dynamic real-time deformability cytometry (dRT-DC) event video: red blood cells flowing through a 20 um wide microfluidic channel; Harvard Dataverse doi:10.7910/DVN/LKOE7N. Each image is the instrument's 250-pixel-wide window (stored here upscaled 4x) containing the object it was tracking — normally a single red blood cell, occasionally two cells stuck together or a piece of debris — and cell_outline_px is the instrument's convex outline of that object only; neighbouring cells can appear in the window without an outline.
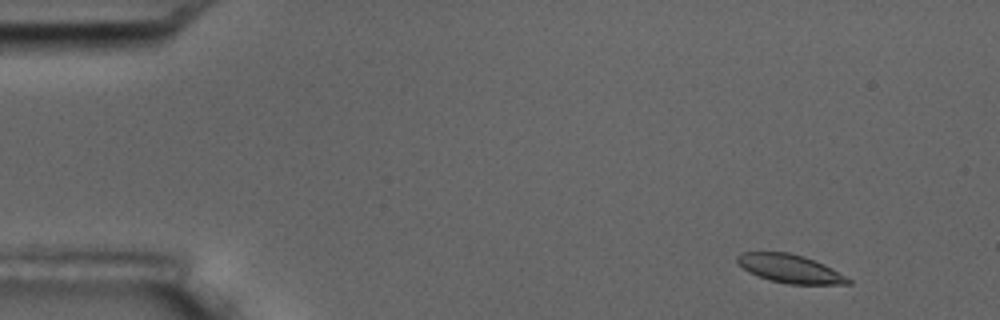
{"species": "common noctule bat (a hibernating species)", "species_latin": "Nyctalus noctula", "temperature_condition": "room temperature", "stored_images_in_passage": 4, "camera_frame_rate_fps": 3000, "um_per_image_px": 0.085, "animal": {"sex": "male", "body_mass_g": 17.5, "forearm_length_mm": 52.3}, "frame": {"image": 1, "passage_image": 1, "time_ms": 0.0, "image_size_px": [1000, 320], "cell_outline_px": [[852, 284], [788, 284], [768, 280], [748, 272], [736, 260], [736, 256], [740, 252], [788, 252], [804, 256], [824, 264], [832, 268], [852, 280]], "centroid_in_image_um": [67.14, 22.83], "position_along_channel_um": 17.9, "area_um2": 18.38}}